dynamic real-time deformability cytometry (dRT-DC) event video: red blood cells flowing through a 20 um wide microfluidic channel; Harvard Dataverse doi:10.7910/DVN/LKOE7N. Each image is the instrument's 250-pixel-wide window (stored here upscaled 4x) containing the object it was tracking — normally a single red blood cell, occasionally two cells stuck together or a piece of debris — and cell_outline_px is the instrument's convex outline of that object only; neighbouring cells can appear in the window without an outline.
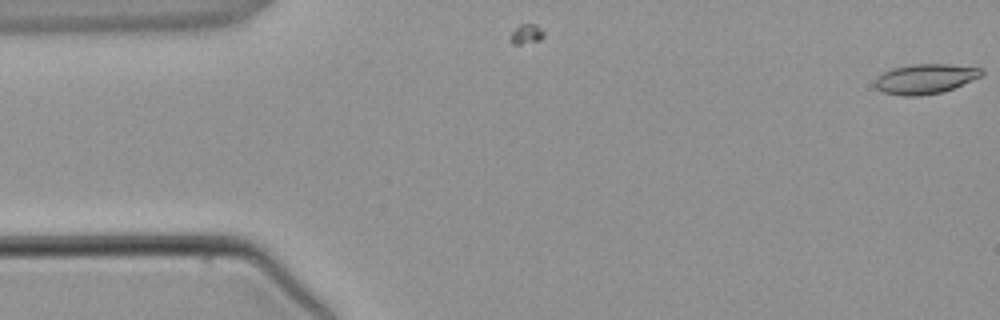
{"species": "common noctule bat (a hibernating species)", "species_latin": "Nyctalus noctula", "temperature_condition": "warm", "stored_images_in_passage": 2, "camera_frame_rate_fps": 3000, "um_per_image_px": 0.085, "animal": {"sex": "male", "body_mass_g": 21.5, "forearm_length_mm": 52.0}, "frame": {"image": 1, "passage_image": 1, "time_ms": 0.0, "image_size_px": [1000, 320], "cell_outline_px": [[984, 76], [952, 88], [940, 92], [920, 96], [904, 96], [884, 92], [876, 88], [876, 80], [884, 72], [892, 68], [912, 64], [948, 64], [984, 68]], "centroid_in_image_um": [78.71, 6.69], "position_along_channel_um": 6.3, "area_um2": 18.44}}